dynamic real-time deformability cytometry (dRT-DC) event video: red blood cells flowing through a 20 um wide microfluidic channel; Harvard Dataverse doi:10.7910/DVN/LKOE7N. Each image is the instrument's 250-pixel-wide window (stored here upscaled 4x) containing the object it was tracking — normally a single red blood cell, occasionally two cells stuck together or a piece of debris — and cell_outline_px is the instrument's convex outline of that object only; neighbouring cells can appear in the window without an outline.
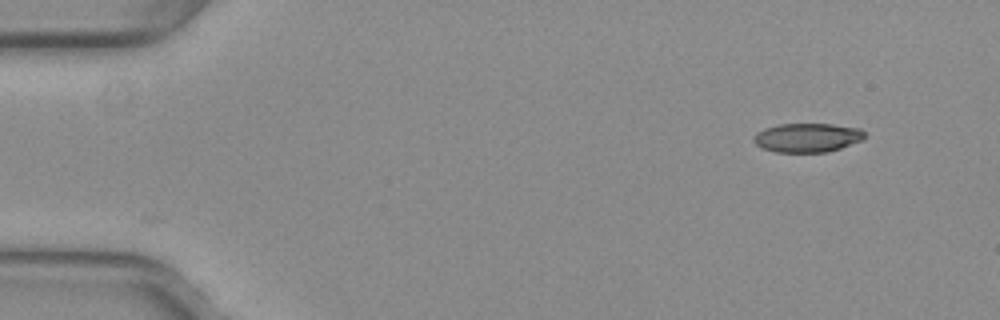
{"species": "common noctule bat (a hibernating species)", "species_latin": "Nyctalus noctula", "temperature_condition": "warm", "stored_images_in_passage": 2, "camera_frame_rate_fps": 3000, "um_per_image_px": 0.085, "animal": {"sex": "female", "body_mass_g": 29.2, "forearm_length_mm": 56.3}, "frame": {"image": 1, "passage_image": 1, "time_ms": 0.0, "image_size_px": [1000, 320], "cell_outline_px": [[864, 136], [860, 140], [840, 148], [828, 152], [776, 152], [760, 148], [752, 140], [756, 132], [764, 128], [780, 124], [832, 124], [860, 128], [864, 132]], "centroid_in_image_um": [68.57, 11.7], "position_along_channel_um": 16.4, "area_um2": 18.73}}